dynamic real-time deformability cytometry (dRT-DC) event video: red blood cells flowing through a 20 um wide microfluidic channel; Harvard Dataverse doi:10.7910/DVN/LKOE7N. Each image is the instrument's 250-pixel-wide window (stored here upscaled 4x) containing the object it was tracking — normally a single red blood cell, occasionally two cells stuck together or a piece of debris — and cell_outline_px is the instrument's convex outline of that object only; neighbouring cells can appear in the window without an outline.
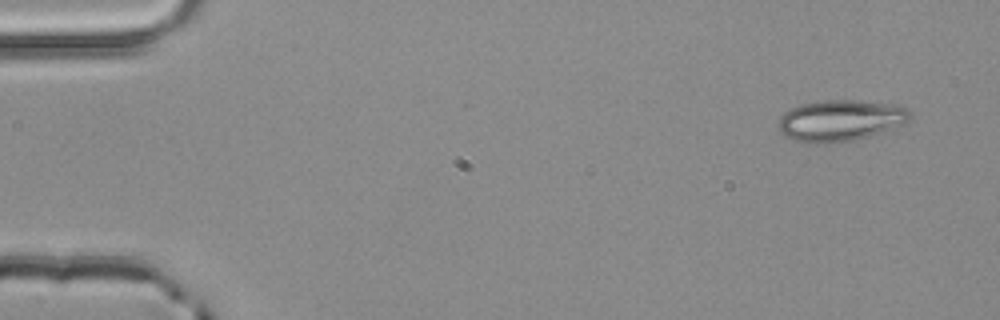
{"species": "common noctule bat (a hibernating species)", "species_latin": "Nyctalus noctula", "temperature_condition": "room temperature", "stored_images_in_passage": 4, "camera_frame_rate_fps": 3000, "um_per_image_px": 0.085, "animal": {"sex": "male", "body_mass_g": 20.4}, "frame": {"image": 1, "passage_image": 1, "time_ms": 0.0, "image_size_px": [1000, 320], "cell_outline_px": [[912, 116], [904, 124], [856, 140], [816, 144], [804, 144], [784, 136], [780, 132], [776, 124], [780, 116], [784, 112], [800, 104], [824, 100], [856, 100], [892, 104], [908, 108]], "centroid_in_image_um": [71.38, 10.25], "position_along_channel_um": 13.6, "area_um2": 31.96}}